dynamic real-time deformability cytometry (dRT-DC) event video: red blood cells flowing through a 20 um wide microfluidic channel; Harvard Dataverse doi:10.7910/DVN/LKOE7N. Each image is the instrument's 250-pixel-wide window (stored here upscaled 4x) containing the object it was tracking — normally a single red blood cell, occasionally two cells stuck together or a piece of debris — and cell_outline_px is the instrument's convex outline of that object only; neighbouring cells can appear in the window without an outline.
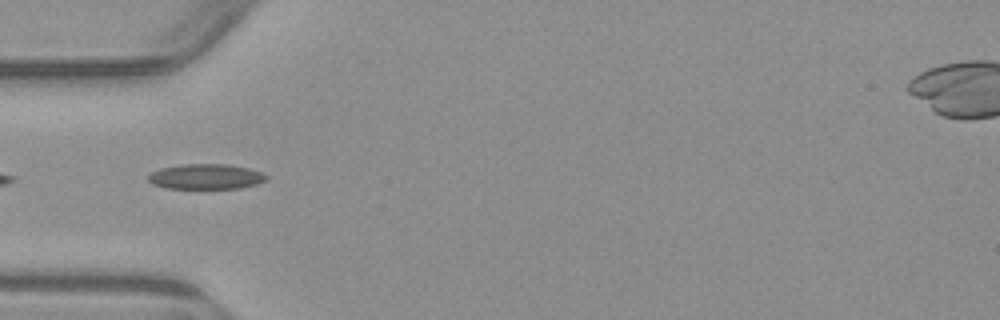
{"species": "common noctule bat (a hibernating species)", "species_latin": "Nyctalus noctula", "temperature_condition": "warm", "stored_images_in_passage": 2, "camera_frame_rate_fps": 3000, "um_per_image_px": 0.085, "animal": {"sex": "male", "body_mass_g": 23.1, "forearm_length_mm": 52.7}, "frame": {"image": 1, "passage_image": 2, "time_ms": 1.333, "image_size_px": [1000, 320], "cell_outline_px": [[268, 180], [256, 184], [240, 188], [168, 188], [152, 184], [148, 180], [148, 176], [152, 172], [160, 168], [180, 164], [228, 164], [248, 168], [260, 172], [268, 176]], "centroid_in_image_um": [17.5, 15.0], "position_along_channel_um": 67.5, "area_um2": 17.34}}